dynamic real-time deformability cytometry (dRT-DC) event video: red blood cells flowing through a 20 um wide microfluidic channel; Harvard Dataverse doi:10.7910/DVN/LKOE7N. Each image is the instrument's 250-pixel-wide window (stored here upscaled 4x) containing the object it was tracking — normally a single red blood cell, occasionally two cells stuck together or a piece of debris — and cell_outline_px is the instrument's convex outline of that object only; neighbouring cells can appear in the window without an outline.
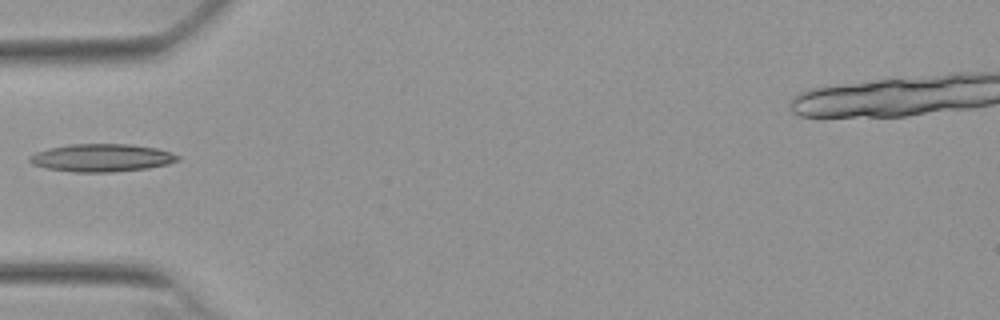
{"species": "Egyptian fruit bat (a non-hibernating species)", "species_latin": "Rousettus aegyptiacus", "temperature_condition": "warm", "stored_images_in_passage": 4, "camera_frame_rate_fps": 3000, "um_per_image_px": 0.085, "animal": {"sex": "female"}, "frame": {"image": 1, "passage_image": 1, "time_ms": 0.0, "image_size_px": [1000, 320], "cell_outline_px": [[180, 160], [168, 164], [148, 168], [112, 172], [72, 172], [44, 168], [32, 164], [28, 160], [28, 156], [36, 152], [48, 148], [68, 144], [128, 144], [156, 148], [172, 152], [180, 156]], "centroid_in_image_um": [8.62, 13.41], "position_along_channel_um": 76.4, "area_um2": 24.22}}